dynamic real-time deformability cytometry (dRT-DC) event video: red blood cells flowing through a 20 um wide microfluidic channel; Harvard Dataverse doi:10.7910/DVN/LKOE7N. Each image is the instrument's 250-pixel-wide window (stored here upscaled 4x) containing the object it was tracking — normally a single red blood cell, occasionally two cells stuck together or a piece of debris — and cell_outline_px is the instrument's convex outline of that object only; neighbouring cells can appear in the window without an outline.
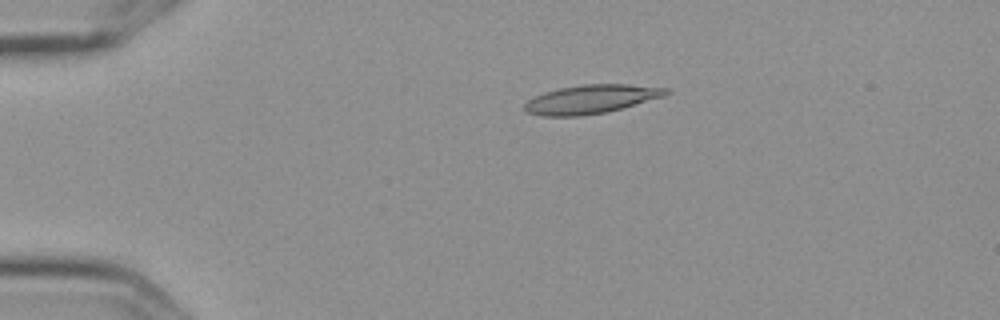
{"species": "Egyptian fruit bat (a non-hibernating species)", "species_latin": "Rousettus aegyptiacus", "temperature_condition": "cold", "stored_images_in_passage": 8, "camera_frame_rate_fps": 3000, "um_per_image_px": 0.085, "frame": {"image": 1, "passage_image": 4, "time_ms": 1.0, "image_size_px": [1000, 320], "cell_outline_px": [[672, 92], [664, 96], [608, 112], [580, 116], [544, 116], [524, 112], [524, 104], [528, 100], [544, 92], [560, 88], [584, 84], [628, 84], [668, 88]], "centroid_in_image_um": [50.25, 8.43], "position_along_channel_um": 34.8, "area_um2": 23.7}}
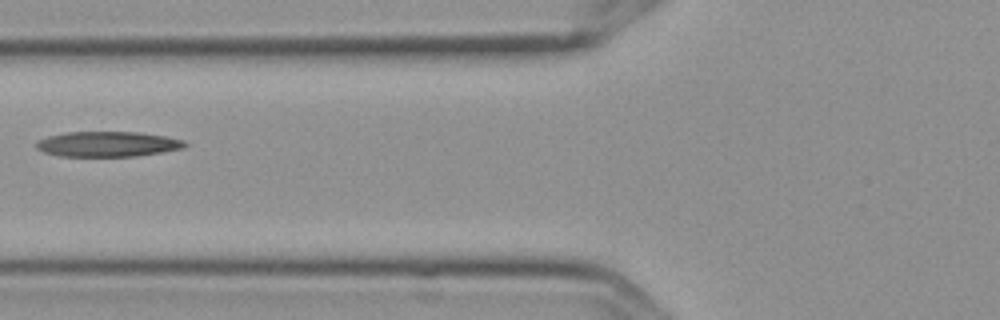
{"frame": {"image": 2, "passage_image": 7, "time_ms": 2.0, "image_size_px": [1000, 320], "cell_outline_px": [[188, 144], [184, 148], [136, 156], [56, 156], [44, 152], [36, 148], [36, 140], [48, 136], [64, 132], [140, 132], [164, 136], [184, 140]], "centroid_in_image_um": [9.12, 12.24], "position_along_channel_um": 116.7, "area_um2": 21.91}}
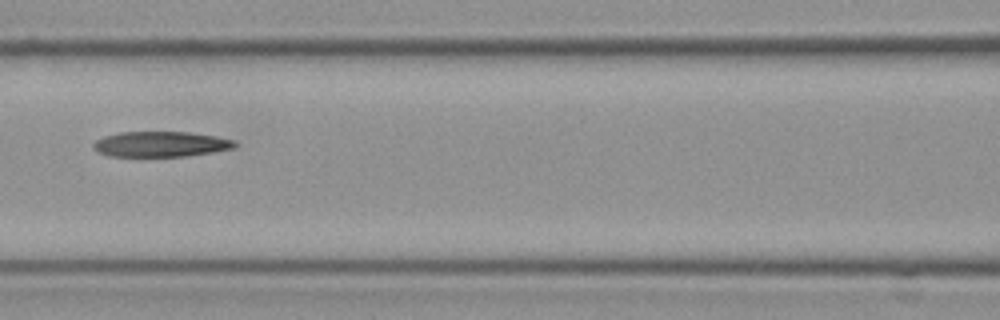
{"frame": {"image": 3, "passage_image": 8, "time_ms": 2.333, "image_size_px": [1000, 320], "cell_outline_px": [[240, 144], [232, 148], [212, 152], [184, 156], [108, 156], [96, 152], [92, 148], [92, 144], [96, 140], [104, 136], [120, 132], [188, 132], [216, 136], [236, 140]], "centroid_in_image_um": [13.65, 12.25], "position_along_channel_um": 153.0, "area_um2": 21.04}}